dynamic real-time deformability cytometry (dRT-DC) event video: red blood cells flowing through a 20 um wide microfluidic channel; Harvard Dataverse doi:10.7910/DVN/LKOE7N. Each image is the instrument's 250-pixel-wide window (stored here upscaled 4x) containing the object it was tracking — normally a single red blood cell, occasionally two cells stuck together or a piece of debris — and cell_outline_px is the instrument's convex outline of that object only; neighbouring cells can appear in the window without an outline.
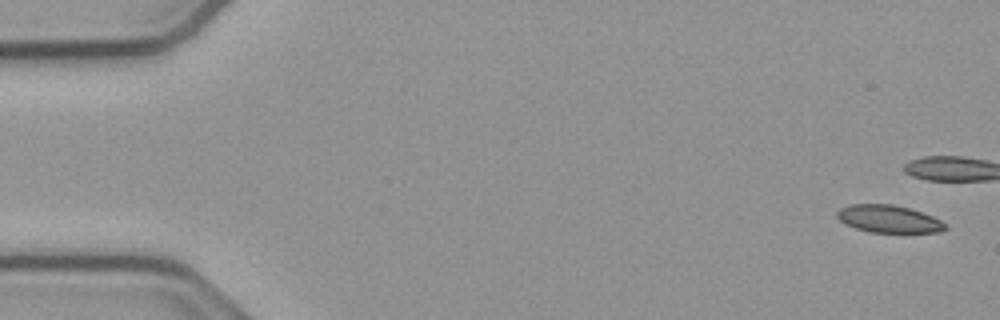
{"species": "common noctule bat (a hibernating species)", "species_latin": "Nyctalus noctula", "temperature_condition": "cold", "stored_images_in_passage": 42, "camera_frame_rate_fps": 3000, "um_per_image_px": 0.085, "animal": {"sex": "male", "body_mass_g": 23.1, "forearm_length_mm": 52.7}, "frame": {"image": 1, "passage_image": 1, "time_ms": 0.0, "image_size_px": [1000, 320], "cell_outline_px": [[948, 228], [940, 232], [904, 236], [868, 232], [844, 224], [836, 216], [836, 212], [840, 208], [848, 204], [892, 204], [908, 208], [932, 216], [940, 220]], "centroid_in_image_um": [75.57, 18.67], "position_along_channel_um": 9.4, "area_um2": 18.32}}
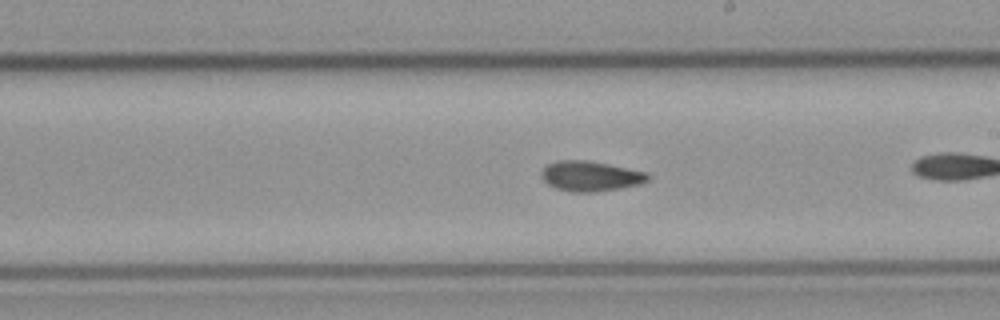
{"frame": {"image": 2, "passage_image": 30, "time_ms": 9.667, "image_size_px": [1000, 320], "cell_outline_px": [[652, 176], [648, 180], [640, 184], [620, 188], [596, 192], [572, 192], [556, 188], [548, 184], [540, 176], [540, 172], [548, 164], [556, 160], [588, 160], [648, 172]], "centroid_in_image_um": [50.2, 14.96], "position_along_channel_um": 238.8, "area_um2": 18.84}}
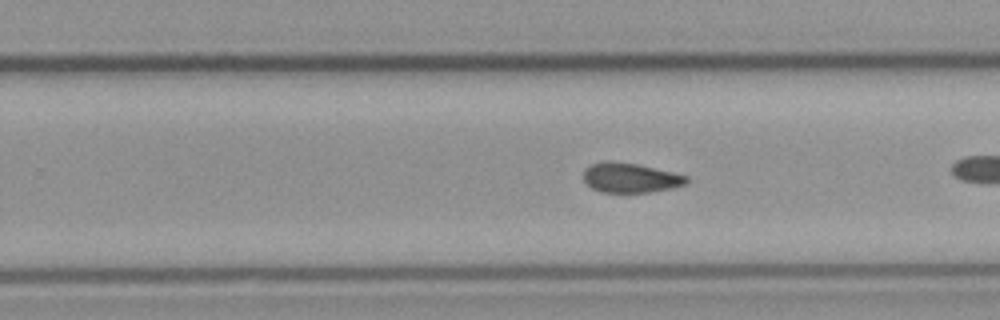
{"frame": {"image": 3, "passage_image": 33, "time_ms": 10.667, "image_size_px": [1000, 320], "cell_outline_px": [[688, 180], [684, 184], [672, 188], [648, 192], [600, 192], [592, 188], [584, 180], [584, 168], [592, 164], [604, 160], [608, 160], [636, 164], [672, 172], [688, 176]], "centroid_in_image_um": [53.55, 15.1], "position_along_channel_um": 276.3, "area_um2": 17.69}}